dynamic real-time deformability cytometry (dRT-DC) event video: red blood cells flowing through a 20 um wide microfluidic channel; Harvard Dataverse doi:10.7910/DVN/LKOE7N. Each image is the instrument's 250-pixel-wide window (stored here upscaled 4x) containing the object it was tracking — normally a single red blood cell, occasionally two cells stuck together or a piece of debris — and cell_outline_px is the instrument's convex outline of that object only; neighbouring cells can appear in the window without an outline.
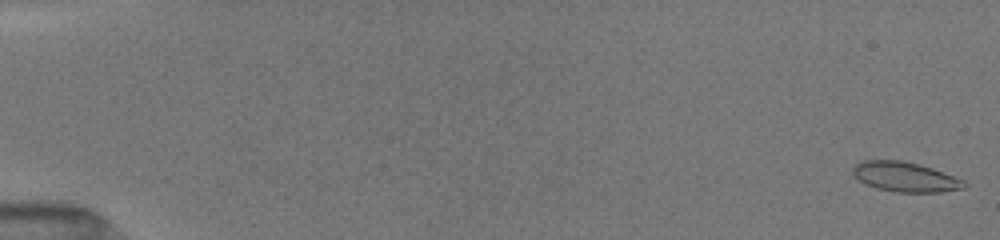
{"species": "common noctule bat (a hibernating species)", "species_latin": "Nyctalus noctula", "temperature_condition": "room temperature", "stored_images_in_passage": 51, "camera_frame_rate_fps": 3000, "um_per_image_px": 0.085, "animal": {"sex": "female", "body_mass_g": 19.5, "forearm_length_mm": 54.1}, "frame": {"image": 1, "passage_image": 1, "time_ms": 0.0, "image_size_px": [1000, 240], "cell_outline_px": [[968, 184], [964, 188], [940, 192], [896, 192], [876, 188], [860, 180], [852, 172], [852, 168], [856, 164], [864, 160], [900, 160], [932, 168], [964, 180]], "centroid_in_image_um": [76.96, 15.04], "position_along_channel_um": 8.0, "area_um2": 19.07}}
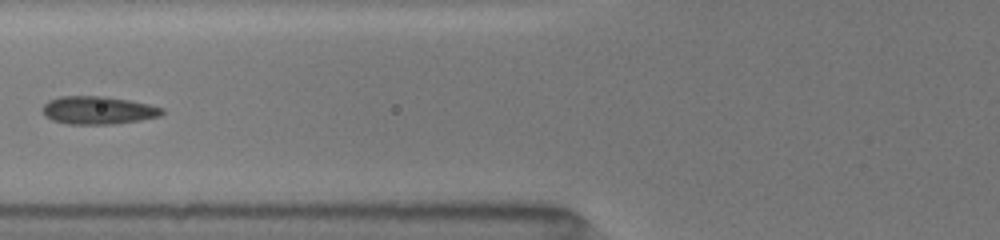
{"frame": {"image": 2, "passage_image": 25, "time_ms": 7.0, "image_size_px": [1000, 240], "cell_outline_px": [[164, 112], [160, 116], [140, 120], [112, 124], [68, 124], [52, 120], [44, 116], [40, 108], [48, 100], [60, 96], [104, 96], [128, 100], [148, 104], [164, 108]], "centroid_in_image_um": [8.29, 9.37], "position_along_channel_um": 117.5, "area_um2": 19.59}}
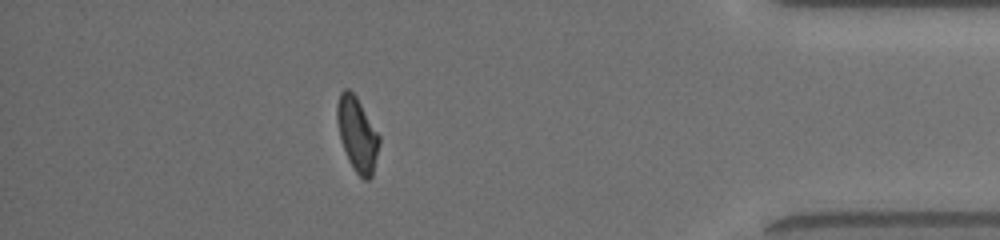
{"frame": {"image": 3, "passage_image": 43, "time_ms": 15.0, "image_size_px": [1000, 240], "cell_outline_px": [[380, 144], [372, 176], [368, 180], [364, 180], [356, 172], [340, 140], [336, 120], [336, 104], [340, 92], [344, 88], [348, 88], [356, 96], [380, 136]], "centroid_in_image_um": [30.36, 11.38], "position_along_channel_um": 404.8, "area_um2": 18.15}, "authors_computed_cell_mechanics": {"area_um2": 18.8428, "velocity_mm_per_s": 4.0315, "shape_relaxation_time_tau1_ms": 6.4874, "shape_relaxation_time_tau2_ms": 1.1466, "deformation_change_tau1": 0.1615, "deformation_change_tau2": 0.0541}}